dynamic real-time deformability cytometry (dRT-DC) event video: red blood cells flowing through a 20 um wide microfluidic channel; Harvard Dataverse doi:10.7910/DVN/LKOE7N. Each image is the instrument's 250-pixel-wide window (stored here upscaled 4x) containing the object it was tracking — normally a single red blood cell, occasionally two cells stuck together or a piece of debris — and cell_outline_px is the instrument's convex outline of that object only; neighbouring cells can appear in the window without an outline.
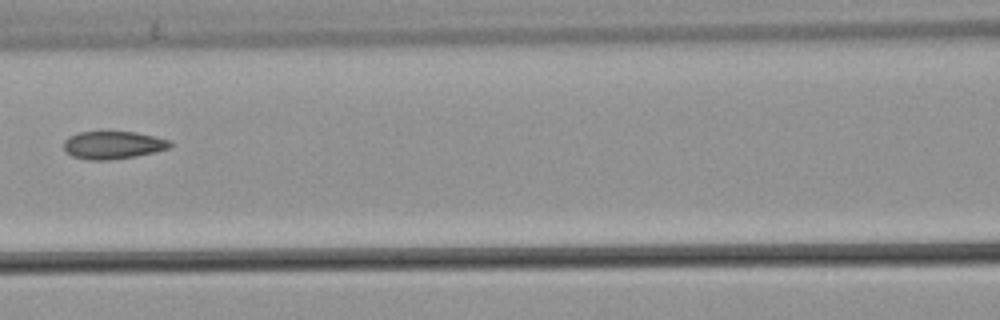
{"species": "common noctule bat (a hibernating species)", "species_latin": "Nyctalus noctula", "temperature_condition": "warm", "stored_images_in_passage": 7, "camera_frame_rate_fps": 3000, "um_per_image_px": 0.085, "animal": {"sex": "male", "body_mass_g": 21.5, "forearm_length_mm": 52.0}, "frame": {"image": 1, "passage_image": 6, "time_ms": 1.667, "image_size_px": [1000, 320], "cell_outline_px": [[172, 148], [136, 156], [108, 160], [88, 160], [72, 156], [64, 148], [64, 140], [68, 136], [76, 132], [136, 132], [156, 136], [168, 140], [172, 144]], "centroid_in_image_um": [9.61, 12.32], "position_along_channel_um": 157.0, "area_um2": 17.28}}